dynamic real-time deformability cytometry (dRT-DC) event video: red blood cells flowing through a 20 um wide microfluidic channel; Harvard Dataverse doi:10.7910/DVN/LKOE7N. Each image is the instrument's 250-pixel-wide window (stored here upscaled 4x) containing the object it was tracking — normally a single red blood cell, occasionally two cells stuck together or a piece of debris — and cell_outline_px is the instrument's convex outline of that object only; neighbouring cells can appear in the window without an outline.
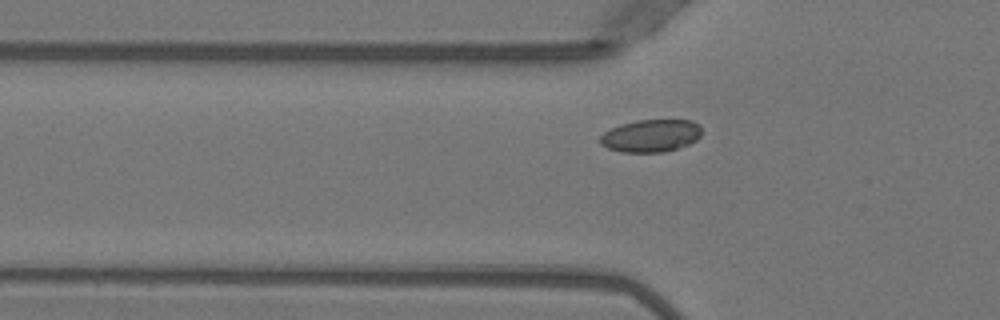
{"species": "Egyptian fruit bat (a non-hibernating species)", "species_latin": "Rousettus aegyptiacus", "temperature_condition": "warm", "stored_images_in_passage": 38, "camera_frame_rate_fps": 3000, "um_per_image_px": 0.085, "animal": {"sex": "female"}, "frame": {"image": 1, "passage_image": 6, "time_ms": 1.667, "image_size_px": [1000, 320], "cell_outline_px": [[700, 136], [696, 140], [688, 144], [664, 152], [624, 152], [608, 148], [600, 144], [600, 136], [604, 132], [620, 124], [636, 120], [692, 120], [700, 124]], "centroid_in_image_um": [55.32, 11.53], "position_along_channel_um": 70.5, "area_um2": 19.19}}
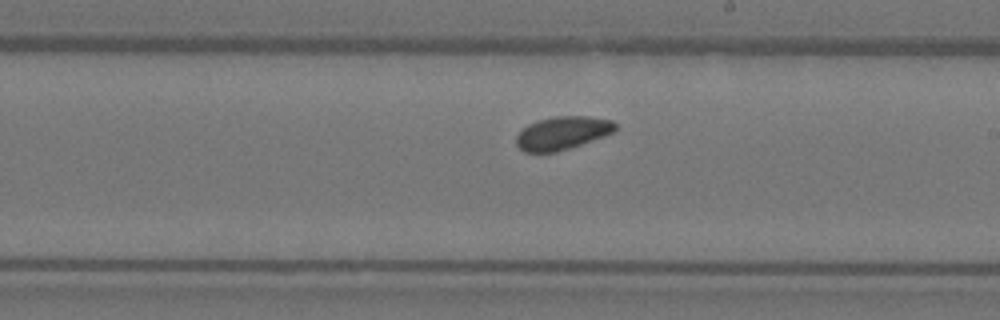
{"frame": {"image": 2, "passage_image": 19, "time_ms": 6.0, "image_size_px": [1000, 320], "cell_outline_px": [[616, 128], [612, 132], [604, 136], [556, 152], [524, 152], [516, 144], [516, 136], [528, 124], [540, 120], [556, 116], [588, 116], [612, 120], [616, 124]], "centroid_in_image_um": [47.8, 11.3], "position_along_channel_um": 241.2, "area_um2": 18.84}}
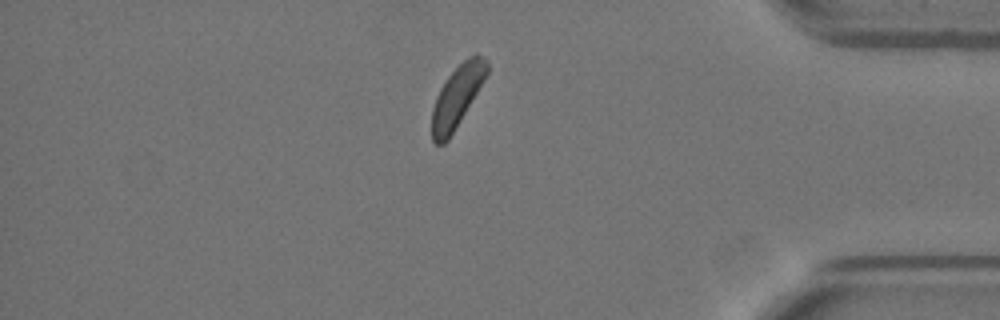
{"frame": {"image": 3, "passage_image": 33, "time_ms": 10.667, "image_size_px": [1000, 320], "cell_outline_px": [[488, 72], [484, 80], [448, 140], [444, 144], [436, 144], [432, 140], [432, 108], [436, 96], [440, 88], [448, 76], [468, 56], [476, 52], [484, 56], [488, 60]], "centroid_in_image_um": [38.85, 8.16], "position_along_channel_um": 396.3, "area_um2": 19.54}}